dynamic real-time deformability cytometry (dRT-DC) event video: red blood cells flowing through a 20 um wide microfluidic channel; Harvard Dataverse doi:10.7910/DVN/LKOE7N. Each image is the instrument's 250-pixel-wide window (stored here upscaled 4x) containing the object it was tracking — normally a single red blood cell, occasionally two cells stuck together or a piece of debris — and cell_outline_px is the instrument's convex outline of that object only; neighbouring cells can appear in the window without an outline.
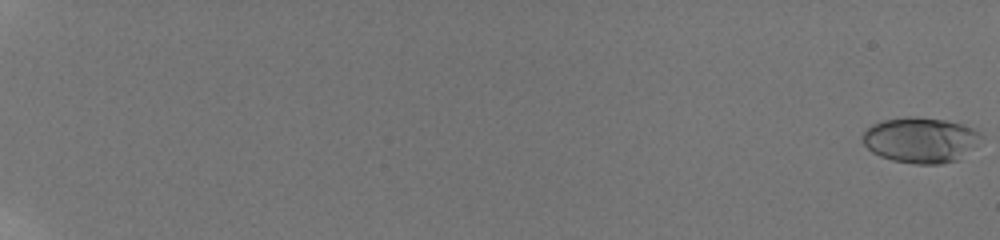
{"species": "human", "species_latin": "Homo sapiens", "temperature_condition": "room temperature", "stored_images_in_passage": 47, "camera_frame_rate_fps": 3000, "um_per_image_px": 0.085, "donor": {"sex": "male"}, "frame": {"image": 1, "passage_image": 1, "time_ms": 0.0, "image_size_px": [1000, 240], "cell_outline_px": [[984, 136], [956, 160], [940, 164], [912, 164], [892, 160], [880, 156], [872, 152], [864, 144], [860, 136], [872, 124], [884, 120], [908, 116], [916, 116], [948, 120], [972, 128], [980, 132]], "centroid_in_image_um": [78.2, 11.89], "position_along_channel_um": 6.8, "area_um2": 31.27}}
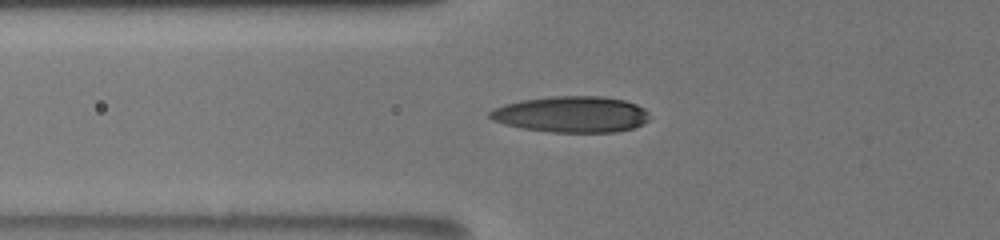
{"frame": {"image": 2, "passage_image": 37, "time_ms": 8.667, "image_size_px": [1000, 240], "cell_outline_px": [[648, 120], [644, 124], [632, 128], [616, 132], [552, 132], [520, 128], [504, 124], [492, 120], [488, 116], [488, 112], [504, 104], [520, 100], [552, 96], [600, 96], [624, 100], [636, 104], [644, 108], [648, 112]], "centroid_in_image_um": [48.56, 9.72], "position_along_channel_um": 77.2, "area_um2": 33.76}}
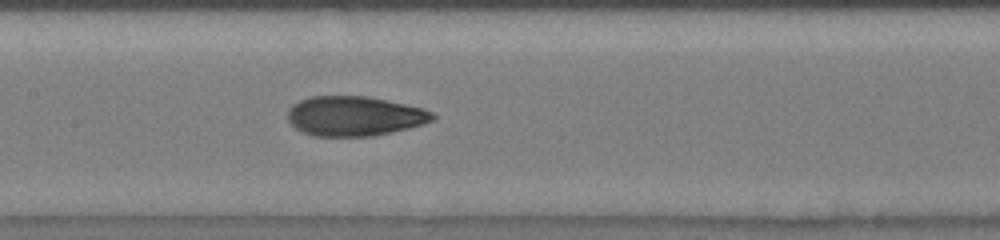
{"frame": {"image": 3, "passage_image": 47, "time_ms": 11.333, "image_size_px": [1000, 240], "cell_outline_px": [[436, 120], [424, 124], [392, 132], [372, 136], [316, 136], [304, 132], [296, 128], [288, 120], [288, 108], [292, 104], [308, 96], [368, 96], [424, 108], [432, 112], [436, 116]], "centroid_in_image_um": [30.15, 9.86], "position_along_channel_um": 177.2, "area_um2": 33.7}}